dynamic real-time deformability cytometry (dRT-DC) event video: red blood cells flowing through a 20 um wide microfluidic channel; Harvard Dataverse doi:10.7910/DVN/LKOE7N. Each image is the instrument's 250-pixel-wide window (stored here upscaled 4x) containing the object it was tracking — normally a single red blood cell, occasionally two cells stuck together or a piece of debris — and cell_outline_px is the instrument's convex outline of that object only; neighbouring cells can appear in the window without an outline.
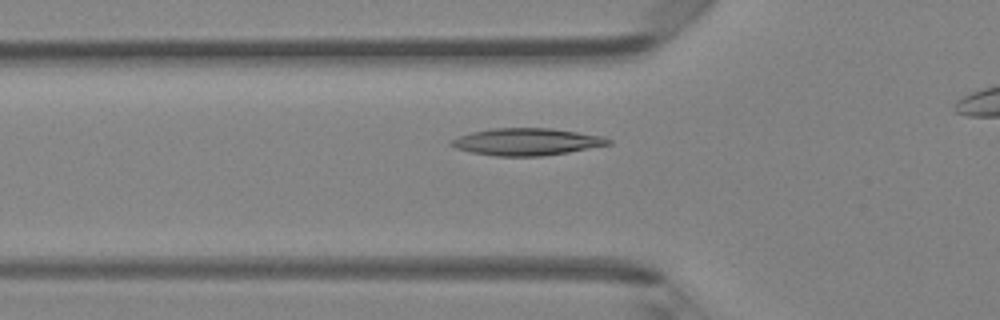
{"species": "Egyptian fruit bat (a non-hibernating species)", "species_latin": "Rousettus aegyptiacus", "temperature_condition": "room temperature", "stored_images_in_passage": 34, "camera_frame_rate_fps": 3000, "um_per_image_px": 0.085, "animal": {"sex": "female"}, "frame": {"image": 1, "passage_image": 11, "time_ms": 3.333, "image_size_px": [1000, 320], "cell_outline_px": [[612, 144], [568, 152], [544, 156], [496, 156], [472, 152], [456, 148], [448, 144], [448, 140], [472, 132], [492, 128], [552, 128], [604, 136], [612, 140]], "centroid_in_image_um": [44.78, 12.05], "position_along_channel_um": 81.0, "area_um2": 24.91}}
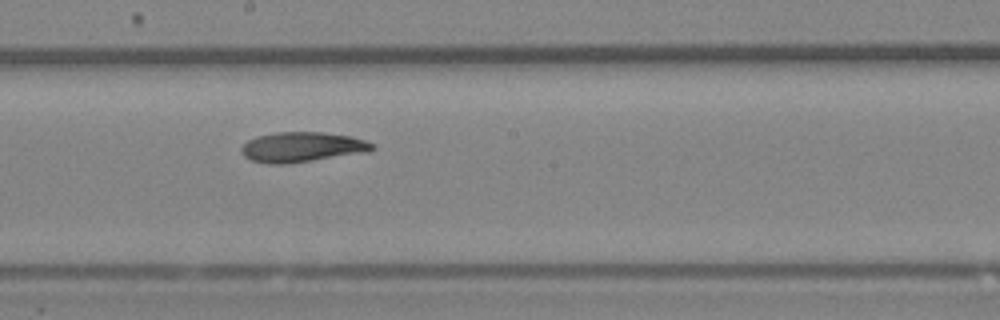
{"frame": {"image": 2, "passage_image": 21, "time_ms": 6.667, "image_size_px": [1000, 320], "cell_outline_px": [[376, 148], [368, 152], [288, 164], [268, 164], [252, 160], [244, 156], [240, 152], [240, 148], [248, 140], [256, 136], [276, 132], [324, 132], [352, 136], [376, 144]], "centroid_in_image_um": [25.69, 12.5], "position_along_channel_um": 222.5, "area_um2": 23.18}}
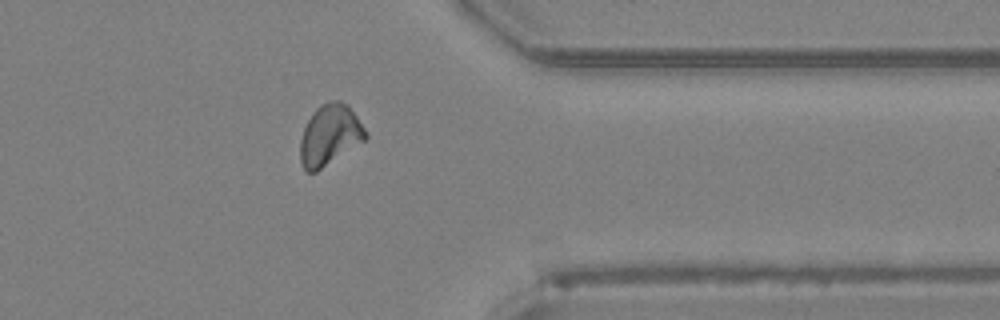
{"frame": {"image": 3, "passage_image": 33, "time_ms": 10.667, "image_size_px": [1000, 320], "cell_outline_px": [[368, 136], [364, 140], [316, 172], [308, 172], [304, 168], [300, 160], [300, 140], [304, 128], [312, 112], [320, 104], [328, 100], [340, 100], [348, 104], [364, 128]], "centroid_in_image_um": [28.01, 11.45], "position_along_channel_um": 383.4, "area_um2": 22.95}}